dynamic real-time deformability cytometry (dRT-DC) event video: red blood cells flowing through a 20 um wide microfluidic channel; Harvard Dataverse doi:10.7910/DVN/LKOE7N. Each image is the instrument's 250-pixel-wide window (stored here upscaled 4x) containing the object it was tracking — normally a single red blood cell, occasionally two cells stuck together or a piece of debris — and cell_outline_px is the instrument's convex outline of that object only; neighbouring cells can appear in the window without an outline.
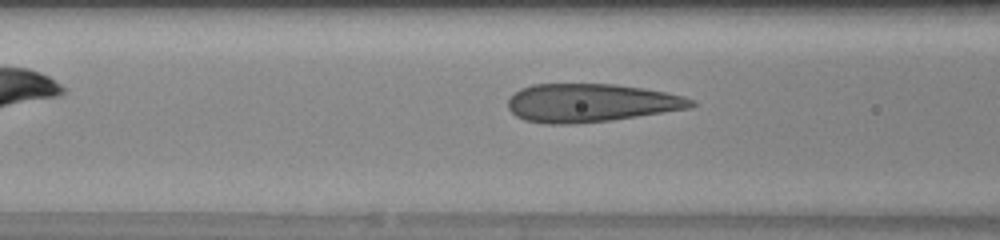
{"species": "human", "species_latin": "Homo sapiens", "temperature_condition": "warm", "stored_images_in_passage": 30, "camera_frame_rate_fps": 3000, "um_per_image_px": 0.085, "donor": {"sex": "female"}, "frame": {"image": 1, "passage_image": 7, "time_ms": 2.0, "image_size_px": [1000, 240], "cell_outline_px": [[696, 104], [692, 108], [612, 120], [572, 124], [548, 124], [524, 120], [516, 116], [508, 108], [508, 100], [520, 88], [532, 84], [616, 84], [644, 88], [668, 92], [684, 96], [696, 100]], "centroid_in_image_um": [50.26, 8.74], "position_along_channel_um": 116.3, "area_um2": 41.21}}
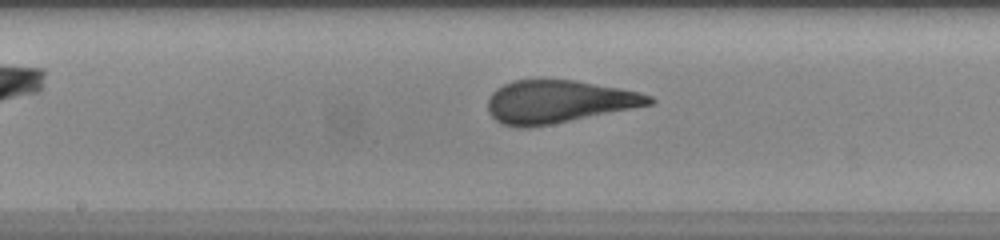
{"frame": {"image": 2, "passage_image": 13, "time_ms": 4.0, "image_size_px": [1000, 240], "cell_outline_px": [[656, 100], [652, 104], [552, 124], [524, 128], [520, 128], [500, 124], [488, 112], [488, 100], [492, 92], [496, 88], [512, 80], [572, 80], [620, 88], [640, 92], [652, 96]], "centroid_in_image_um": [47.44, 8.65], "position_along_channel_um": 200.8, "area_um2": 40.06}}
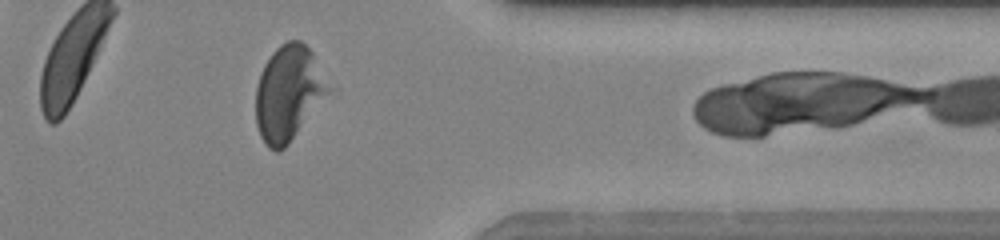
{"frame": {"image": 3, "passage_image": 27, "time_ms": 8.667, "image_size_px": [1000, 240], "cell_outline_px": [[336, 88], [288, 144], [280, 152], [276, 152], [268, 148], [264, 144], [260, 136], [256, 124], [256, 88], [260, 72], [264, 64], [272, 52], [280, 44], [288, 40], [300, 40], [312, 52]], "centroid_in_image_um": [24.58, 7.92], "position_along_channel_um": 386.8, "area_um2": 41.44}, "authors_computed_cell_mechanics": {"area_um2": 41.2114, "velocity_mm_per_s": 4.21, "shape_relaxation_time_tau1_ms": 4.2818, "shape_relaxation_time_tau2_ms": null, "deformation_change_tau1": 0.1833, "deformation_change_tau2": null}}